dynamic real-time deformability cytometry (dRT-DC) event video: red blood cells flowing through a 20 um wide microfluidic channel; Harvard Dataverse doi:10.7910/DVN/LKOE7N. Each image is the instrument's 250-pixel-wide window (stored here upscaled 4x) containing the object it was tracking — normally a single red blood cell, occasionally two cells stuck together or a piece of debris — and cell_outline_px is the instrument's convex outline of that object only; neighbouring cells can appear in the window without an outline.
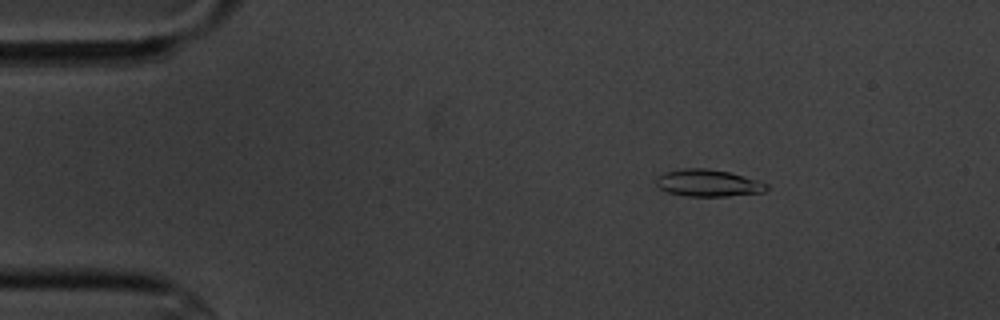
{"species": "common noctule bat (a hibernating species)", "species_latin": "Nyctalus noctula", "temperature_condition": "cold", "stored_images_in_passage": 5, "camera_frame_rate_fps": 3000, "um_per_image_px": 0.085, "animal": {"sex": "male", "body_mass_g": 20.1, "forearm_length_mm": 53.5}, "frame": {"image": 1, "passage_image": 3, "time_ms": 2.333, "image_size_px": [1000, 320], "cell_outline_px": [[768, 188], [764, 192], [728, 196], [688, 196], [668, 192], [660, 188], [656, 184], [656, 176], [664, 172], [680, 168], [708, 168], [728, 172], [744, 176], [768, 184]], "centroid_in_image_um": [60.16, 15.55], "position_along_channel_um": 24.8, "area_um2": 17.4}}